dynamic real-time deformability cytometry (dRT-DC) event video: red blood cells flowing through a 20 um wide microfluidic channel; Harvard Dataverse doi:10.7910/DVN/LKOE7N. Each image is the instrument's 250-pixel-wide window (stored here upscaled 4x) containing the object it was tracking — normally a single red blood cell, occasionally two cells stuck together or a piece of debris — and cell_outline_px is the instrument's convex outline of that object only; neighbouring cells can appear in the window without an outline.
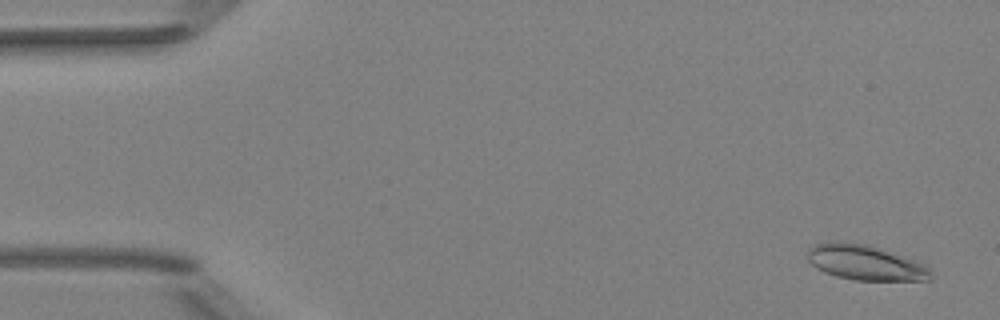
{"species": "Egyptian fruit bat (a non-hibernating species)", "species_latin": "Rousettus aegyptiacus", "temperature_condition": "room temperature", "stored_images_in_passage": 52, "camera_frame_rate_fps": 3000, "um_per_image_px": 0.085, "animal": {"sex": "female"}, "frame": {"image": 1, "passage_image": 3, "time_ms": 0.667, "image_size_px": [1000, 320], "cell_outline_px": [[932, 280], [852, 280], [836, 276], [824, 272], [816, 268], [808, 260], [808, 248], [812, 244], [828, 240], [836, 240], [868, 244], [916, 260], [932, 268]], "centroid_in_image_um": [73.54, 22.3], "position_along_channel_um": 11.5, "area_um2": 25.78}}
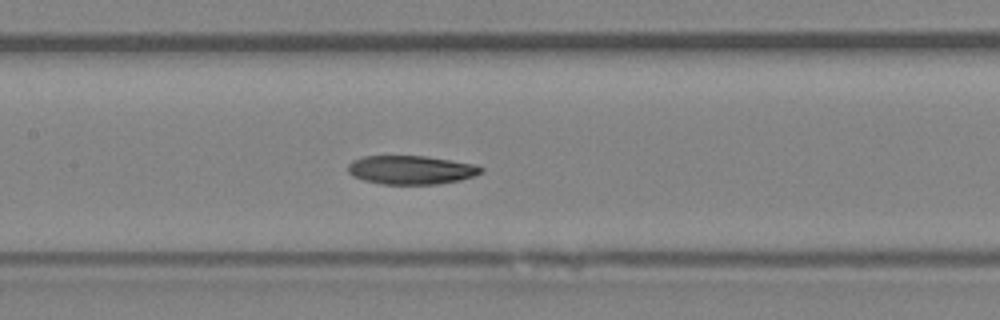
{"frame": {"image": 2, "passage_image": 25, "time_ms": 8.0, "image_size_px": [1000, 320], "cell_outline_px": [[484, 172], [460, 180], [436, 184], [384, 184], [364, 180], [352, 176], [348, 172], [348, 164], [352, 160], [364, 156], [424, 156], [472, 164], [484, 168]], "centroid_in_image_um": [34.91, 14.44], "position_along_channel_um": 172.5, "area_um2": 22.08}}
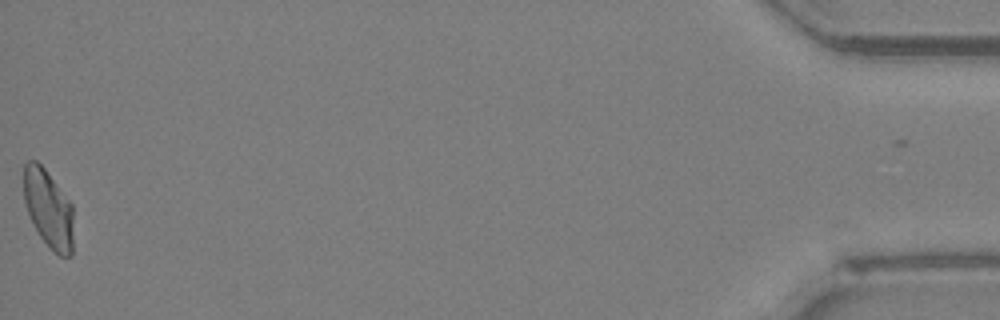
{"frame": {"image": 3, "passage_image": 52, "time_ms": 17.0, "image_size_px": [1000, 320], "cell_outline_px": [[72, 256], [60, 256], [40, 236], [28, 212], [24, 200], [24, 164], [28, 160], [36, 160], [44, 168], [72, 204]], "centroid_in_image_um": [4.11, 17.71], "position_along_channel_um": 431.1, "area_um2": 22.08}, "authors_computed_cell_mechanics": {"area_um2": 22.8888, "velocity_mm_per_s": 3.9973, "shape_relaxation_time_tau1_ms": 7.3928, "shape_relaxation_time_tau2_ms": null, "deformation_change_tau1": 0.2033, "deformation_change_tau2": null}}